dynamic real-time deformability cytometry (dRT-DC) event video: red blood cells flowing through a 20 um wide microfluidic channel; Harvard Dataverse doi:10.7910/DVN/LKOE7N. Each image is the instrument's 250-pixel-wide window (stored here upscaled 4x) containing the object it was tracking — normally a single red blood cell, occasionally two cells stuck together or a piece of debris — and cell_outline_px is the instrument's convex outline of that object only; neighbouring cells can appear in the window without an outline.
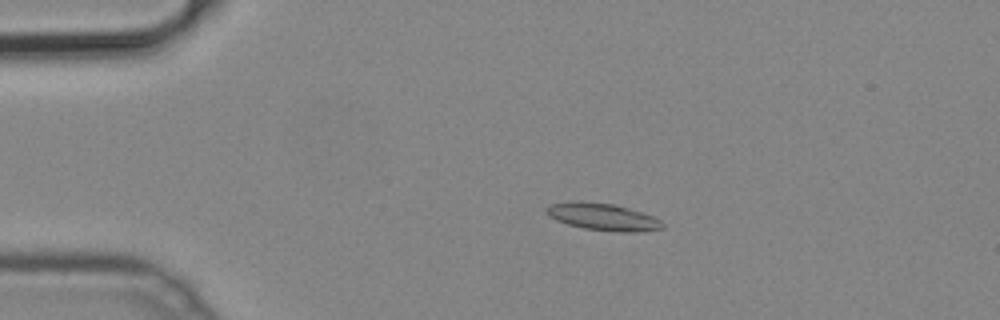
{"species": "common noctule bat (a hibernating species)", "species_latin": "Nyctalus noctula", "temperature_condition": "cold", "stored_images_in_passage": 50, "camera_frame_rate_fps": 3000, "um_per_image_px": 0.085, "animal": {"sex": "male", "body_mass_g": 19.2, "forearm_length_mm": 51.8}, "frame": {"image": 1, "passage_image": 9, "time_ms": 2.667, "image_size_px": [1000, 320], "cell_outline_px": [[664, 228], [636, 232], [616, 232], [584, 228], [568, 224], [556, 220], [548, 216], [544, 212], [544, 208], [548, 204], [572, 200], [576, 200], [616, 204], [644, 212], [660, 220], [664, 224]], "centroid_in_image_um": [51.19, 18.41], "position_along_channel_um": 33.8, "area_um2": 18.79}}
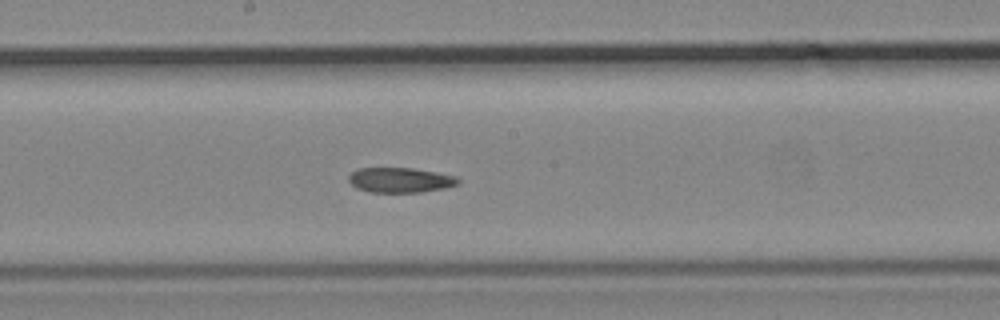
{"frame": {"image": 2, "passage_image": 26, "time_ms": 8.333, "image_size_px": [1000, 320], "cell_outline_px": [[460, 184], [444, 188], [420, 192], [368, 192], [356, 188], [348, 180], [348, 176], [356, 168], [412, 168], [436, 172], [456, 176], [460, 180]], "centroid_in_image_um": [34.01, 15.3], "position_along_channel_um": 214.2, "area_um2": 16.01}}
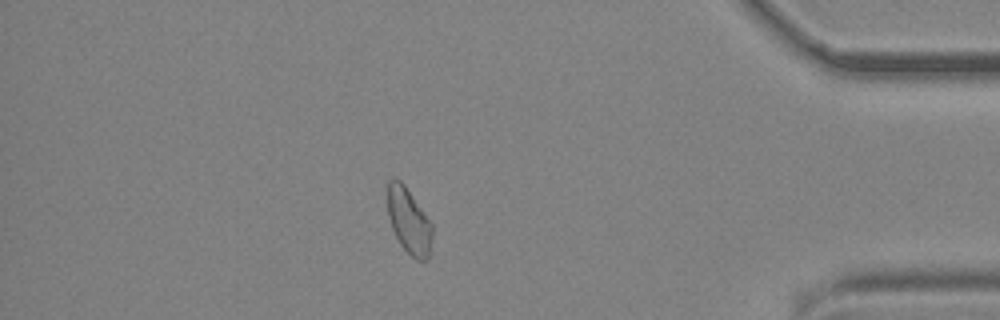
{"frame": {"image": 3, "passage_image": 43, "time_ms": 14.0, "image_size_px": [1000, 320], "cell_outline_px": [[432, 236], [428, 260], [416, 260], [400, 244], [392, 228], [388, 216], [388, 180], [400, 180], [404, 184], [432, 224]], "centroid_in_image_um": [34.76, 18.8], "position_along_channel_um": 400.4, "area_um2": 16.76}}